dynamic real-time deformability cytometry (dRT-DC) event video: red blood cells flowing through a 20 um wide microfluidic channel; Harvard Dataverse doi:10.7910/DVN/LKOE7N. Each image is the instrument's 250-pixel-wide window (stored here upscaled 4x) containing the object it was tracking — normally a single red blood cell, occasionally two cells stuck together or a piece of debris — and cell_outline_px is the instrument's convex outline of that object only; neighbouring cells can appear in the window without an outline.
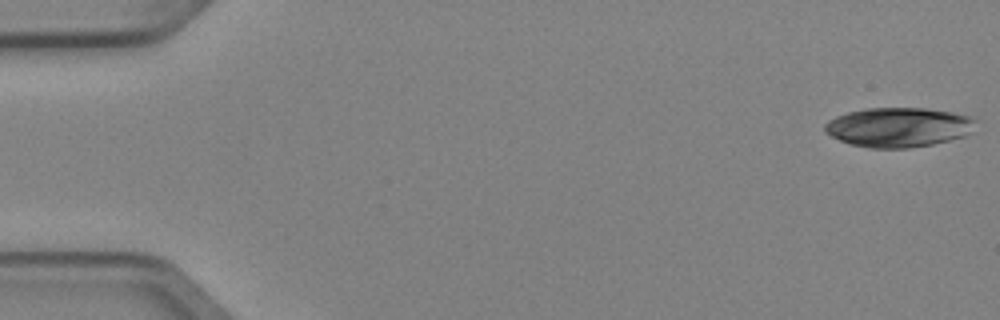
{"species": "Egyptian fruit bat (a non-hibernating species)", "species_latin": "Rousettus aegyptiacus", "temperature_condition": "cold", "stored_images_in_passage": 4, "camera_frame_rate_fps": 3000, "um_per_image_px": 0.085, "animal": {"sex": "female"}, "frame": {"image": 1, "passage_image": 1, "time_ms": 0.0, "image_size_px": [1000, 320], "cell_outline_px": [[976, 120], [972, 132], [964, 136], [932, 144], [908, 148], [872, 148], [852, 144], [840, 140], [824, 132], [824, 124], [828, 120], [836, 116], [848, 112], [868, 108], [924, 108], [952, 112], [972, 116]], "centroid_in_image_um": [76.38, 10.81], "position_along_channel_um": 8.6, "area_um2": 34.74}}
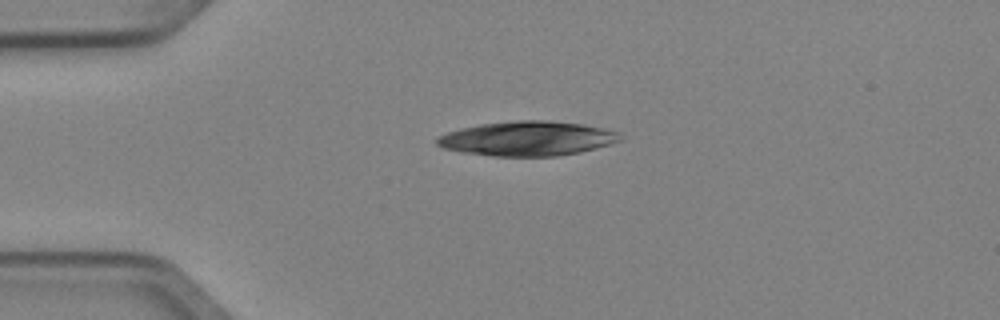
{"frame": {"image": 2, "passage_image": 4, "time_ms": 1.0, "image_size_px": [1000, 320], "cell_outline_px": [[624, 140], [596, 148], [580, 152], [556, 156], [492, 156], [464, 152], [444, 148], [436, 144], [436, 136], [460, 128], [480, 124], [516, 120], [544, 120], [584, 124], [604, 128], [616, 132], [624, 136]], "centroid_in_image_um": [44.85, 11.77], "position_along_channel_um": 40.2, "area_um2": 36.99}}